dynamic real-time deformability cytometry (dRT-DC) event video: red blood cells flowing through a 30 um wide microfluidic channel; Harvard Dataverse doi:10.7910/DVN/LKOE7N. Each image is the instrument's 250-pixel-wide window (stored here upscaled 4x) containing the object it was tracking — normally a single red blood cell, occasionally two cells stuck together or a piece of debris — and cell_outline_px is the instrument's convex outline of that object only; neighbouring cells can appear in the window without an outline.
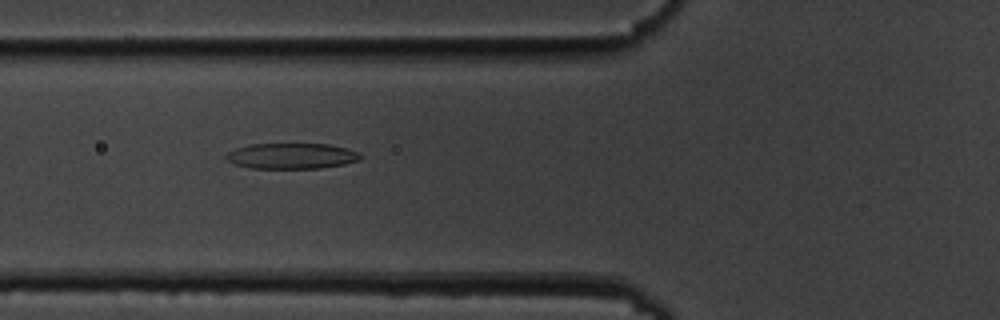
{"species": "common noctule bat (a hibernating species)", "species_latin": "Nyctalus noctula", "temperature_condition": "cold", "stored_images_in_passage": 38, "camera_frame_rate_fps": 3000, "um_per_image_px": 0.085, "animal": {"sex": "male", "body_mass_g": 19.5, "forearm_length_mm": 54.6}, "frame": {"image": 1, "passage_image": 3, "time_ms": 0.667, "image_size_px": [1000, 320], "cell_outline_px": [[360, 160], [344, 164], [320, 168], [252, 168], [236, 164], [228, 160], [224, 156], [228, 152], [236, 148], [248, 144], [328, 144], [360, 152]], "centroid_in_image_um": [24.78, 13.25], "position_along_channel_um": 101.0, "area_um2": 19.94}}
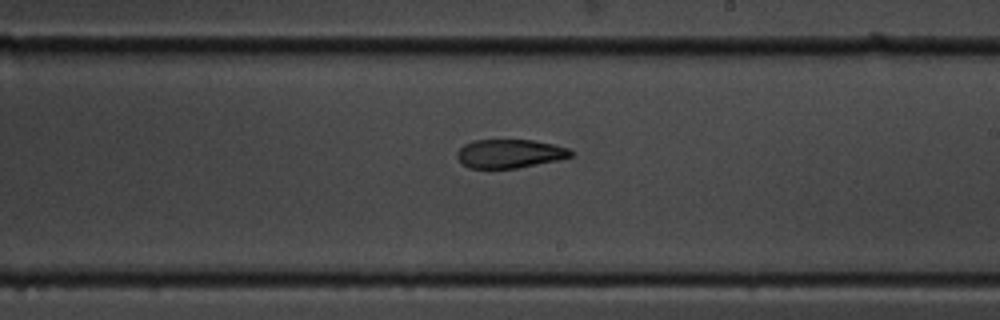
{"frame": {"image": 2, "passage_image": 15, "time_ms": 4.667, "image_size_px": [1000, 320], "cell_outline_px": [[576, 152], [572, 156], [556, 160], [516, 168], [468, 168], [456, 156], [456, 152], [464, 144], [472, 140], [532, 140], [552, 144], [568, 148]], "centroid_in_image_um": [43.31, 13.05], "position_along_channel_um": 245.7, "area_um2": 18.9}}
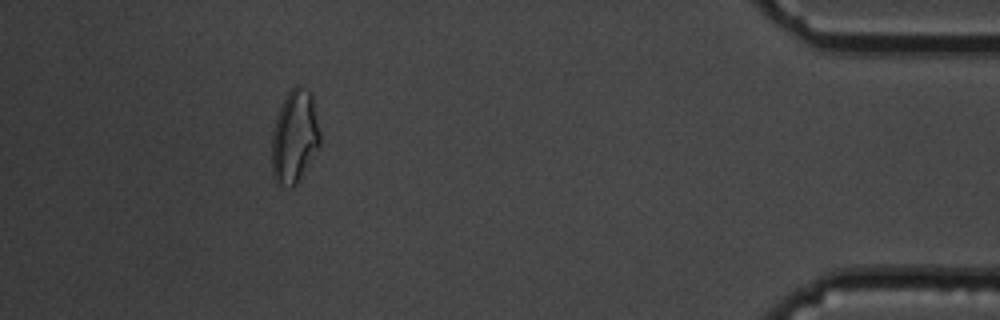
{"frame": {"image": 3, "passage_image": 33, "time_ms": 10.667, "image_size_px": [1000, 320], "cell_outline_px": [[320, 144], [296, 184], [292, 188], [276, 184], [272, 176], [272, 132], [276, 116], [288, 92], [296, 84], [300, 84], [308, 88], [312, 92], [320, 132]], "centroid_in_image_um": [25.03, 11.59], "position_along_channel_um": 410.2, "area_um2": 26.36}}